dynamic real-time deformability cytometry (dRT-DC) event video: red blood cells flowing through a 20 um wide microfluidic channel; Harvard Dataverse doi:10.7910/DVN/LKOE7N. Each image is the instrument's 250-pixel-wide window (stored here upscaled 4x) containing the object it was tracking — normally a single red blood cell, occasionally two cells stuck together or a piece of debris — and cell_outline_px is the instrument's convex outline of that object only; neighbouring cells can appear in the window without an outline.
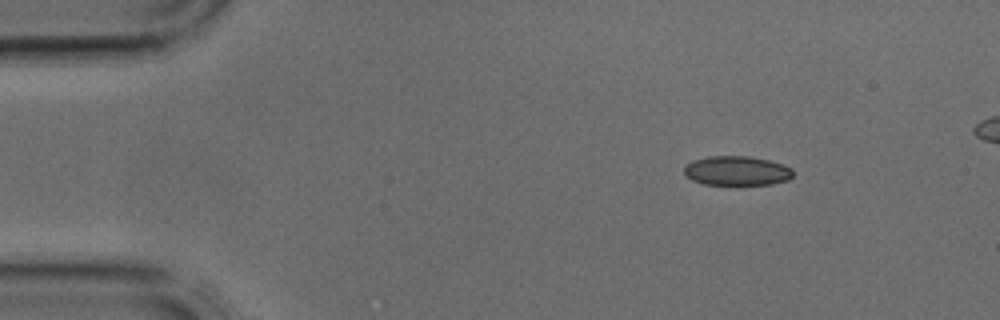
{"species": "common noctule bat (a hibernating species)", "species_latin": "Nyctalus noctula", "temperature_condition": "cold", "stored_images_in_passage": 3, "camera_frame_rate_fps": 3000, "um_per_image_px": 0.085, "animal": {"sex": "male", "body_mass_g": 17.9, "forearm_length_mm": 54.2}, "frame": {"image": 1, "passage_image": 1, "time_ms": 0.0, "image_size_px": [1000, 320], "cell_outline_px": [[792, 176], [788, 180], [772, 184], [704, 184], [692, 180], [684, 176], [684, 168], [692, 160], [708, 156], [748, 156], [768, 160], [784, 164], [792, 168]], "centroid_in_image_um": [62.62, 14.51], "position_along_channel_um": 22.4, "area_um2": 18.67}}